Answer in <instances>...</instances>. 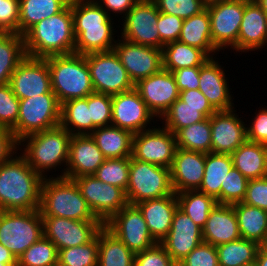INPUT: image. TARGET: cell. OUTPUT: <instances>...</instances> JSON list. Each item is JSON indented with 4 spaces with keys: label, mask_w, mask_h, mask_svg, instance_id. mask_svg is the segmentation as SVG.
<instances>
[{
    "label": "cell",
    "mask_w": 267,
    "mask_h": 266,
    "mask_svg": "<svg viewBox=\"0 0 267 266\" xmlns=\"http://www.w3.org/2000/svg\"><path fill=\"white\" fill-rule=\"evenodd\" d=\"M236 112L235 108L219 110L210 116L212 153L231 154L247 140V124Z\"/></svg>",
    "instance_id": "44dd1931"
},
{
    "label": "cell",
    "mask_w": 267,
    "mask_h": 266,
    "mask_svg": "<svg viewBox=\"0 0 267 266\" xmlns=\"http://www.w3.org/2000/svg\"><path fill=\"white\" fill-rule=\"evenodd\" d=\"M154 117L135 88L112 95L111 125L136 134L153 127Z\"/></svg>",
    "instance_id": "ac0fdd59"
},
{
    "label": "cell",
    "mask_w": 267,
    "mask_h": 266,
    "mask_svg": "<svg viewBox=\"0 0 267 266\" xmlns=\"http://www.w3.org/2000/svg\"><path fill=\"white\" fill-rule=\"evenodd\" d=\"M177 266H219L216 246L205 242L201 243Z\"/></svg>",
    "instance_id": "f907efd6"
},
{
    "label": "cell",
    "mask_w": 267,
    "mask_h": 266,
    "mask_svg": "<svg viewBox=\"0 0 267 266\" xmlns=\"http://www.w3.org/2000/svg\"><path fill=\"white\" fill-rule=\"evenodd\" d=\"M248 181L233 166L224 180V186H221V204L232 205L242 202L246 195Z\"/></svg>",
    "instance_id": "7dc6e473"
},
{
    "label": "cell",
    "mask_w": 267,
    "mask_h": 266,
    "mask_svg": "<svg viewBox=\"0 0 267 266\" xmlns=\"http://www.w3.org/2000/svg\"><path fill=\"white\" fill-rule=\"evenodd\" d=\"M159 11L153 0H138L121 18V37L129 42L162 49L165 45L157 28Z\"/></svg>",
    "instance_id": "7c38bea8"
},
{
    "label": "cell",
    "mask_w": 267,
    "mask_h": 266,
    "mask_svg": "<svg viewBox=\"0 0 267 266\" xmlns=\"http://www.w3.org/2000/svg\"><path fill=\"white\" fill-rule=\"evenodd\" d=\"M90 136L107 158H124L132 155L133 134L113 125L96 128Z\"/></svg>",
    "instance_id": "4dcf8cb0"
},
{
    "label": "cell",
    "mask_w": 267,
    "mask_h": 266,
    "mask_svg": "<svg viewBox=\"0 0 267 266\" xmlns=\"http://www.w3.org/2000/svg\"><path fill=\"white\" fill-rule=\"evenodd\" d=\"M162 59L163 69L172 72L185 67L203 66L210 57L201 49L173 41L163 46Z\"/></svg>",
    "instance_id": "e575fe53"
},
{
    "label": "cell",
    "mask_w": 267,
    "mask_h": 266,
    "mask_svg": "<svg viewBox=\"0 0 267 266\" xmlns=\"http://www.w3.org/2000/svg\"><path fill=\"white\" fill-rule=\"evenodd\" d=\"M134 88L154 114L156 121H159L158 119L179 98L174 75L163 68L157 73L138 81L134 84Z\"/></svg>",
    "instance_id": "ffe728a7"
},
{
    "label": "cell",
    "mask_w": 267,
    "mask_h": 266,
    "mask_svg": "<svg viewBox=\"0 0 267 266\" xmlns=\"http://www.w3.org/2000/svg\"><path fill=\"white\" fill-rule=\"evenodd\" d=\"M71 0H19V34L43 19L61 12Z\"/></svg>",
    "instance_id": "8d00e7d4"
},
{
    "label": "cell",
    "mask_w": 267,
    "mask_h": 266,
    "mask_svg": "<svg viewBox=\"0 0 267 266\" xmlns=\"http://www.w3.org/2000/svg\"><path fill=\"white\" fill-rule=\"evenodd\" d=\"M178 207L186 213L195 224L203 228L209 213L216 207L217 200L198 190H187L176 194Z\"/></svg>",
    "instance_id": "b9f144b4"
},
{
    "label": "cell",
    "mask_w": 267,
    "mask_h": 266,
    "mask_svg": "<svg viewBox=\"0 0 267 266\" xmlns=\"http://www.w3.org/2000/svg\"><path fill=\"white\" fill-rule=\"evenodd\" d=\"M26 56L46 58L52 55L74 53L75 35L72 16V0L59 13L43 19L24 35Z\"/></svg>",
    "instance_id": "3957f363"
},
{
    "label": "cell",
    "mask_w": 267,
    "mask_h": 266,
    "mask_svg": "<svg viewBox=\"0 0 267 266\" xmlns=\"http://www.w3.org/2000/svg\"><path fill=\"white\" fill-rule=\"evenodd\" d=\"M58 250L56 245L42 236L26 249L17 259V266H57Z\"/></svg>",
    "instance_id": "7bdbcfd3"
},
{
    "label": "cell",
    "mask_w": 267,
    "mask_h": 266,
    "mask_svg": "<svg viewBox=\"0 0 267 266\" xmlns=\"http://www.w3.org/2000/svg\"><path fill=\"white\" fill-rule=\"evenodd\" d=\"M19 101L9 83L0 86V127L12 130L16 126Z\"/></svg>",
    "instance_id": "c3c4849f"
},
{
    "label": "cell",
    "mask_w": 267,
    "mask_h": 266,
    "mask_svg": "<svg viewBox=\"0 0 267 266\" xmlns=\"http://www.w3.org/2000/svg\"><path fill=\"white\" fill-rule=\"evenodd\" d=\"M234 208L241 238L267 245V211L237 202Z\"/></svg>",
    "instance_id": "1f68e13d"
},
{
    "label": "cell",
    "mask_w": 267,
    "mask_h": 266,
    "mask_svg": "<svg viewBox=\"0 0 267 266\" xmlns=\"http://www.w3.org/2000/svg\"><path fill=\"white\" fill-rule=\"evenodd\" d=\"M0 266H17V264H4L0 262Z\"/></svg>",
    "instance_id": "03108f58"
},
{
    "label": "cell",
    "mask_w": 267,
    "mask_h": 266,
    "mask_svg": "<svg viewBox=\"0 0 267 266\" xmlns=\"http://www.w3.org/2000/svg\"><path fill=\"white\" fill-rule=\"evenodd\" d=\"M43 236L52 241L57 250L91 242L104 226L101 221L71 220L60 217H42Z\"/></svg>",
    "instance_id": "2e32d148"
},
{
    "label": "cell",
    "mask_w": 267,
    "mask_h": 266,
    "mask_svg": "<svg viewBox=\"0 0 267 266\" xmlns=\"http://www.w3.org/2000/svg\"><path fill=\"white\" fill-rule=\"evenodd\" d=\"M110 16L119 15L122 18L129 12L138 0H95ZM112 12V14H111ZM117 14V15H116ZM119 14V15H118Z\"/></svg>",
    "instance_id": "91938a15"
},
{
    "label": "cell",
    "mask_w": 267,
    "mask_h": 266,
    "mask_svg": "<svg viewBox=\"0 0 267 266\" xmlns=\"http://www.w3.org/2000/svg\"><path fill=\"white\" fill-rule=\"evenodd\" d=\"M43 236L39 209L0 211V243L18 257Z\"/></svg>",
    "instance_id": "ba28073f"
},
{
    "label": "cell",
    "mask_w": 267,
    "mask_h": 266,
    "mask_svg": "<svg viewBox=\"0 0 267 266\" xmlns=\"http://www.w3.org/2000/svg\"><path fill=\"white\" fill-rule=\"evenodd\" d=\"M58 266H98V233L87 244L58 250Z\"/></svg>",
    "instance_id": "ee69618b"
},
{
    "label": "cell",
    "mask_w": 267,
    "mask_h": 266,
    "mask_svg": "<svg viewBox=\"0 0 267 266\" xmlns=\"http://www.w3.org/2000/svg\"><path fill=\"white\" fill-rule=\"evenodd\" d=\"M105 159L90 134L72 135L67 167H63L61 175L56 177L73 180L81 176L94 175Z\"/></svg>",
    "instance_id": "603a6c76"
},
{
    "label": "cell",
    "mask_w": 267,
    "mask_h": 266,
    "mask_svg": "<svg viewBox=\"0 0 267 266\" xmlns=\"http://www.w3.org/2000/svg\"><path fill=\"white\" fill-rule=\"evenodd\" d=\"M94 92L119 94L134 88V84L115 50L85 54Z\"/></svg>",
    "instance_id": "30bf717a"
},
{
    "label": "cell",
    "mask_w": 267,
    "mask_h": 266,
    "mask_svg": "<svg viewBox=\"0 0 267 266\" xmlns=\"http://www.w3.org/2000/svg\"><path fill=\"white\" fill-rule=\"evenodd\" d=\"M72 16L74 53L85 55L114 49L116 23L95 0H72Z\"/></svg>",
    "instance_id": "7a4b0ae2"
},
{
    "label": "cell",
    "mask_w": 267,
    "mask_h": 266,
    "mask_svg": "<svg viewBox=\"0 0 267 266\" xmlns=\"http://www.w3.org/2000/svg\"><path fill=\"white\" fill-rule=\"evenodd\" d=\"M218 58H210L200 66L199 90L207 97L208 102L216 110L233 109L234 102L229 88V80L220 65Z\"/></svg>",
    "instance_id": "d4e9b609"
},
{
    "label": "cell",
    "mask_w": 267,
    "mask_h": 266,
    "mask_svg": "<svg viewBox=\"0 0 267 266\" xmlns=\"http://www.w3.org/2000/svg\"><path fill=\"white\" fill-rule=\"evenodd\" d=\"M176 149L175 135L163 126L133 134L131 156L134 159L170 169Z\"/></svg>",
    "instance_id": "5bb4252c"
},
{
    "label": "cell",
    "mask_w": 267,
    "mask_h": 266,
    "mask_svg": "<svg viewBox=\"0 0 267 266\" xmlns=\"http://www.w3.org/2000/svg\"><path fill=\"white\" fill-rule=\"evenodd\" d=\"M71 136L66 129L59 125L24 137L19 141V150L29 166L46 178L48 177L46 174L51 169L55 170L61 165L67 167Z\"/></svg>",
    "instance_id": "5b68a950"
},
{
    "label": "cell",
    "mask_w": 267,
    "mask_h": 266,
    "mask_svg": "<svg viewBox=\"0 0 267 266\" xmlns=\"http://www.w3.org/2000/svg\"><path fill=\"white\" fill-rule=\"evenodd\" d=\"M90 118L96 127L110 126L112 121V96L99 92L88 95Z\"/></svg>",
    "instance_id": "681fc988"
},
{
    "label": "cell",
    "mask_w": 267,
    "mask_h": 266,
    "mask_svg": "<svg viewBox=\"0 0 267 266\" xmlns=\"http://www.w3.org/2000/svg\"><path fill=\"white\" fill-rule=\"evenodd\" d=\"M230 155L233 166L248 180L267 176V145L246 140Z\"/></svg>",
    "instance_id": "f1b7e54d"
},
{
    "label": "cell",
    "mask_w": 267,
    "mask_h": 266,
    "mask_svg": "<svg viewBox=\"0 0 267 266\" xmlns=\"http://www.w3.org/2000/svg\"><path fill=\"white\" fill-rule=\"evenodd\" d=\"M73 180L90 210L103 224L129 204L124 189L106 184L93 175L81 176Z\"/></svg>",
    "instance_id": "4fadbf2b"
},
{
    "label": "cell",
    "mask_w": 267,
    "mask_h": 266,
    "mask_svg": "<svg viewBox=\"0 0 267 266\" xmlns=\"http://www.w3.org/2000/svg\"><path fill=\"white\" fill-rule=\"evenodd\" d=\"M260 247L259 243L244 238L217 245L219 266H255Z\"/></svg>",
    "instance_id": "f35d334b"
},
{
    "label": "cell",
    "mask_w": 267,
    "mask_h": 266,
    "mask_svg": "<svg viewBox=\"0 0 267 266\" xmlns=\"http://www.w3.org/2000/svg\"><path fill=\"white\" fill-rule=\"evenodd\" d=\"M267 16L256 3L248 1L239 29L238 42L233 51L246 53L260 50L267 45Z\"/></svg>",
    "instance_id": "484cf974"
},
{
    "label": "cell",
    "mask_w": 267,
    "mask_h": 266,
    "mask_svg": "<svg viewBox=\"0 0 267 266\" xmlns=\"http://www.w3.org/2000/svg\"><path fill=\"white\" fill-rule=\"evenodd\" d=\"M216 110L213 107L187 106L179 98L169 107L160 118L165 129L175 134L179 129L200 122L212 116Z\"/></svg>",
    "instance_id": "74e56055"
},
{
    "label": "cell",
    "mask_w": 267,
    "mask_h": 266,
    "mask_svg": "<svg viewBox=\"0 0 267 266\" xmlns=\"http://www.w3.org/2000/svg\"><path fill=\"white\" fill-rule=\"evenodd\" d=\"M183 21V19L175 15L159 12L157 28L160 40L164 44L178 41Z\"/></svg>",
    "instance_id": "db71d44e"
},
{
    "label": "cell",
    "mask_w": 267,
    "mask_h": 266,
    "mask_svg": "<svg viewBox=\"0 0 267 266\" xmlns=\"http://www.w3.org/2000/svg\"><path fill=\"white\" fill-rule=\"evenodd\" d=\"M232 168L230 154L206 153L205 173L198 191L212 196L221 204V186H224V180Z\"/></svg>",
    "instance_id": "d6a6232c"
},
{
    "label": "cell",
    "mask_w": 267,
    "mask_h": 266,
    "mask_svg": "<svg viewBox=\"0 0 267 266\" xmlns=\"http://www.w3.org/2000/svg\"><path fill=\"white\" fill-rule=\"evenodd\" d=\"M46 177L41 185V217H60L71 220L100 221L90 210L74 180L65 177Z\"/></svg>",
    "instance_id": "277c9868"
},
{
    "label": "cell",
    "mask_w": 267,
    "mask_h": 266,
    "mask_svg": "<svg viewBox=\"0 0 267 266\" xmlns=\"http://www.w3.org/2000/svg\"><path fill=\"white\" fill-rule=\"evenodd\" d=\"M0 262L4 264H17L16 257L0 243Z\"/></svg>",
    "instance_id": "6125c7cd"
},
{
    "label": "cell",
    "mask_w": 267,
    "mask_h": 266,
    "mask_svg": "<svg viewBox=\"0 0 267 266\" xmlns=\"http://www.w3.org/2000/svg\"><path fill=\"white\" fill-rule=\"evenodd\" d=\"M255 266H267V245H261L255 260Z\"/></svg>",
    "instance_id": "be15d7a7"
},
{
    "label": "cell",
    "mask_w": 267,
    "mask_h": 266,
    "mask_svg": "<svg viewBox=\"0 0 267 266\" xmlns=\"http://www.w3.org/2000/svg\"><path fill=\"white\" fill-rule=\"evenodd\" d=\"M25 57L22 35L0 33V86L9 83L12 73Z\"/></svg>",
    "instance_id": "ab89813d"
},
{
    "label": "cell",
    "mask_w": 267,
    "mask_h": 266,
    "mask_svg": "<svg viewBox=\"0 0 267 266\" xmlns=\"http://www.w3.org/2000/svg\"><path fill=\"white\" fill-rule=\"evenodd\" d=\"M206 153L177 148L170 168L171 185L175 194L198 190L205 173Z\"/></svg>",
    "instance_id": "cb8c5ba5"
},
{
    "label": "cell",
    "mask_w": 267,
    "mask_h": 266,
    "mask_svg": "<svg viewBox=\"0 0 267 266\" xmlns=\"http://www.w3.org/2000/svg\"><path fill=\"white\" fill-rule=\"evenodd\" d=\"M135 254L103 226L98 232V266H134Z\"/></svg>",
    "instance_id": "836d02e7"
},
{
    "label": "cell",
    "mask_w": 267,
    "mask_h": 266,
    "mask_svg": "<svg viewBox=\"0 0 267 266\" xmlns=\"http://www.w3.org/2000/svg\"><path fill=\"white\" fill-rule=\"evenodd\" d=\"M9 84L20 100L49 93L51 75L46 59L26 56L12 73Z\"/></svg>",
    "instance_id": "d6986e66"
},
{
    "label": "cell",
    "mask_w": 267,
    "mask_h": 266,
    "mask_svg": "<svg viewBox=\"0 0 267 266\" xmlns=\"http://www.w3.org/2000/svg\"><path fill=\"white\" fill-rule=\"evenodd\" d=\"M178 91L199 89L200 67H185L172 71Z\"/></svg>",
    "instance_id": "6f0895ef"
},
{
    "label": "cell",
    "mask_w": 267,
    "mask_h": 266,
    "mask_svg": "<svg viewBox=\"0 0 267 266\" xmlns=\"http://www.w3.org/2000/svg\"><path fill=\"white\" fill-rule=\"evenodd\" d=\"M242 202L267 211V176L248 181L246 195Z\"/></svg>",
    "instance_id": "11a10c76"
},
{
    "label": "cell",
    "mask_w": 267,
    "mask_h": 266,
    "mask_svg": "<svg viewBox=\"0 0 267 266\" xmlns=\"http://www.w3.org/2000/svg\"><path fill=\"white\" fill-rule=\"evenodd\" d=\"M249 125H246L247 140L267 145V108L259 109Z\"/></svg>",
    "instance_id": "9f6ffc18"
},
{
    "label": "cell",
    "mask_w": 267,
    "mask_h": 266,
    "mask_svg": "<svg viewBox=\"0 0 267 266\" xmlns=\"http://www.w3.org/2000/svg\"><path fill=\"white\" fill-rule=\"evenodd\" d=\"M174 135L177 148L211 153L212 132L210 117L181 128Z\"/></svg>",
    "instance_id": "60d3db41"
},
{
    "label": "cell",
    "mask_w": 267,
    "mask_h": 266,
    "mask_svg": "<svg viewBox=\"0 0 267 266\" xmlns=\"http://www.w3.org/2000/svg\"><path fill=\"white\" fill-rule=\"evenodd\" d=\"M203 242L202 228L178 207L174 212L168 235L160 242L166 252L178 265Z\"/></svg>",
    "instance_id": "7402d4cb"
},
{
    "label": "cell",
    "mask_w": 267,
    "mask_h": 266,
    "mask_svg": "<svg viewBox=\"0 0 267 266\" xmlns=\"http://www.w3.org/2000/svg\"><path fill=\"white\" fill-rule=\"evenodd\" d=\"M267 16V0H255Z\"/></svg>",
    "instance_id": "e7e4bbea"
},
{
    "label": "cell",
    "mask_w": 267,
    "mask_h": 266,
    "mask_svg": "<svg viewBox=\"0 0 267 266\" xmlns=\"http://www.w3.org/2000/svg\"><path fill=\"white\" fill-rule=\"evenodd\" d=\"M19 150V141L10 129L0 127V165L11 159Z\"/></svg>",
    "instance_id": "680465c9"
},
{
    "label": "cell",
    "mask_w": 267,
    "mask_h": 266,
    "mask_svg": "<svg viewBox=\"0 0 267 266\" xmlns=\"http://www.w3.org/2000/svg\"><path fill=\"white\" fill-rule=\"evenodd\" d=\"M247 0H211L206 9L210 16L211 38L220 52L232 50L238 42L239 29ZM225 48V49H224Z\"/></svg>",
    "instance_id": "8fae6325"
},
{
    "label": "cell",
    "mask_w": 267,
    "mask_h": 266,
    "mask_svg": "<svg viewBox=\"0 0 267 266\" xmlns=\"http://www.w3.org/2000/svg\"><path fill=\"white\" fill-rule=\"evenodd\" d=\"M60 126L71 135L91 134L96 129L90 118L88 96L71 99L61 104Z\"/></svg>",
    "instance_id": "d590c367"
},
{
    "label": "cell",
    "mask_w": 267,
    "mask_h": 266,
    "mask_svg": "<svg viewBox=\"0 0 267 266\" xmlns=\"http://www.w3.org/2000/svg\"><path fill=\"white\" fill-rule=\"evenodd\" d=\"M19 153L0 165V211H32L40 207L44 178Z\"/></svg>",
    "instance_id": "6da1fadb"
},
{
    "label": "cell",
    "mask_w": 267,
    "mask_h": 266,
    "mask_svg": "<svg viewBox=\"0 0 267 266\" xmlns=\"http://www.w3.org/2000/svg\"><path fill=\"white\" fill-rule=\"evenodd\" d=\"M104 226L118 237L134 254L158 243L152 236L142 212L136 205L123 207Z\"/></svg>",
    "instance_id": "9a60e30c"
},
{
    "label": "cell",
    "mask_w": 267,
    "mask_h": 266,
    "mask_svg": "<svg viewBox=\"0 0 267 266\" xmlns=\"http://www.w3.org/2000/svg\"><path fill=\"white\" fill-rule=\"evenodd\" d=\"M134 266H177L161 243L136 253Z\"/></svg>",
    "instance_id": "816d5d0a"
},
{
    "label": "cell",
    "mask_w": 267,
    "mask_h": 266,
    "mask_svg": "<svg viewBox=\"0 0 267 266\" xmlns=\"http://www.w3.org/2000/svg\"><path fill=\"white\" fill-rule=\"evenodd\" d=\"M60 110L56 95L49 93L35 95L19 101V116L16 126L12 129L16 139L49 130L60 125Z\"/></svg>",
    "instance_id": "9c48e42d"
},
{
    "label": "cell",
    "mask_w": 267,
    "mask_h": 266,
    "mask_svg": "<svg viewBox=\"0 0 267 266\" xmlns=\"http://www.w3.org/2000/svg\"><path fill=\"white\" fill-rule=\"evenodd\" d=\"M136 206L142 212L151 236L160 243L168 235L178 208L176 194L142 201Z\"/></svg>",
    "instance_id": "4316f807"
},
{
    "label": "cell",
    "mask_w": 267,
    "mask_h": 266,
    "mask_svg": "<svg viewBox=\"0 0 267 266\" xmlns=\"http://www.w3.org/2000/svg\"><path fill=\"white\" fill-rule=\"evenodd\" d=\"M203 241L213 246L241 238L237 217L232 205L217 204L209 213L202 228Z\"/></svg>",
    "instance_id": "83f0119b"
},
{
    "label": "cell",
    "mask_w": 267,
    "mask_h": 266,
    "mask_svg": "<svg viewBox=\"0 0 267 266\" xmlns=\"http://www.w3.org/2000/svg\"><path fill=\"white\" fill-rule=\"evenodd\" d=\"M178 41L203 50L210 58L219 53L212 42L207 9L183 21Z\"/></svg>",
    "instance_id": "f546056e"
},
{
    "label": "cell",
    "mask_w": 267,
    "mask_h": 266,
    "mask_svg": "<svg viewBox=\"0 0 267 266\" xmlns=\"http://www.w3.org/2000/svg\"><path fill=\"white\" fill-rule=\"evenodd\" d=\"M19 0H2L0 4V33L19 34Z\"/></svg>",
    "instance_id": "f5cc1de1"
},
{
    "label": "cell",
    "mask_w": 267,
    "mask_h": 266,
    "mask_svg": "<svg viewBox=\"0 0 267 266\" xmlns=\"http://www.w3.org/2000/svg\"><path fill=\"white\" fill-rule=\"evenodd\" d=\"M153 2L159 12L185 20L205 10L208 0H153Z\"/></svg>",
    "instance_id": "bcb514c9"
},
{
    "label": "cell",
    "mask_w": 267,
    "mask_h": 266,
    "mask_svg": "<svg viewBox=\"0 0 267 266\" xmlns=\"http://www.w3.org/2000/svg\"><path fill=\"white\" fill-rule=\"evenodd\" d=\"M114 50L133 84L163 68L162 49L135 44L120 37Z\"/></svg>",
    "instance_id": "e0dca14e"
},
{
    "label": "cell",
    "mask_w": 267,
    "mask_h": 266,
    "mask_svg": "<svg viewBox=\"0 0 267 266\" xmlns=\"http://www.w3.org/2000/svg\"><path fill=\"white\" fill-rule=\"evenodd\" d=\"M179 99L192 107H212L207 97L199 90H183L179 92Z\"/></svg>",
    "instance_id": "94428289"
},
{
    "label": "cell",
    "mask_w": 267,
    "mask_h": 266,
    "mask_svg": "<svg viewBox=\"0 0 267 266\" xmlns=\"http://www.w3.org/2000/svg\"><path fill=\"white\" fill-rule=\"evenodd\" d=\"M45 59L51 75V89L60 105L71 99L86 98L94 92L85 55H52Z\"/></svg>",
    "instance_id": "8992f818"
},
{
    "label": "cell",
    "mask_w": 267,
    "mask_h": 266,
    "mask_svg": "<svg viewBox=\"0 0 267 266\" xmlns=\"http://www.w3.org/2000/svg\"><path fill=\"white\" fill-rule=\"evenodd\" d=\"M130 157L107 158L93 175L98 180L127 190L129 183Z\"/></svg>",
    "instance_id": "f6af8a7d"
},
{
    "label": "cell",
    "mask_w": 267,
    "mask_h": 266,
    "mask_svg": "<svg viewBox=\"0 0 267 266\" xmlns=\"http://www.w3.org/2000/svg\"><path fill=\"white\" fill-rule=\"evenodd\" d=\"M170 169L130 157L126 197L130 205L172 195Z\"/></svg>",
    "instance_id": "52a82bcc"
}]
</instances>
